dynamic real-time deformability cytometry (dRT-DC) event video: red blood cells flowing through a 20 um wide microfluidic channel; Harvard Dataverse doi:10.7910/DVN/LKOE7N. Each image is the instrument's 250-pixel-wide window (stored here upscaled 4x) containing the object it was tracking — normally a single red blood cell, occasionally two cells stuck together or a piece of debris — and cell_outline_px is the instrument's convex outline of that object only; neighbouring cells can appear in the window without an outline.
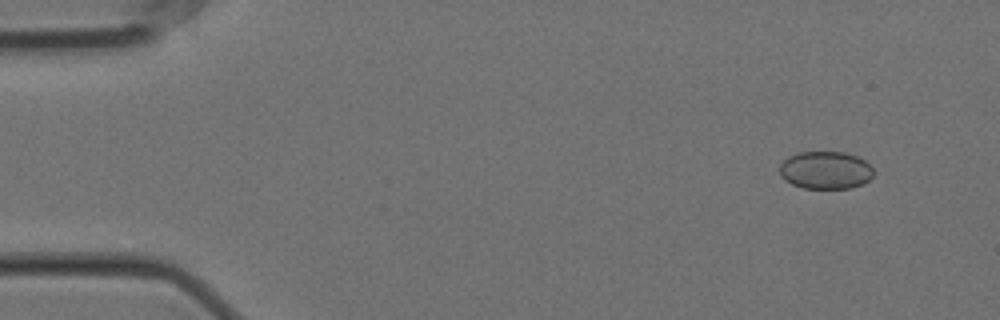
{"species": "Egyptian fruit bat (a non-hibernating species)", "species_latin": "Rousettus aegyptiacus", "temperature_condition": "cold", "stored_images_in_passage": 53, "camera_frame_rate_fps": 3000, "um_per_image_px": 0.085, "animal": {"sex": "female"}, "frame": {"image": 1, "passage_image": 1, "time_ms": 0.0, "image_size_px": [1000, 320], "cell_outline_px": [[872, 176], [864, 184], [852, 188], [804, 188], [792, 184], [784, 180], [780, 176], [780, 164], [788, 156], [800, 152], [844, 152], [856, 156], [864, 160], [872, 168]], "centroid_in_image_um": [70.15, 14.47], "position_along_channel_um": 14.9, "area_um2": 20.63}}
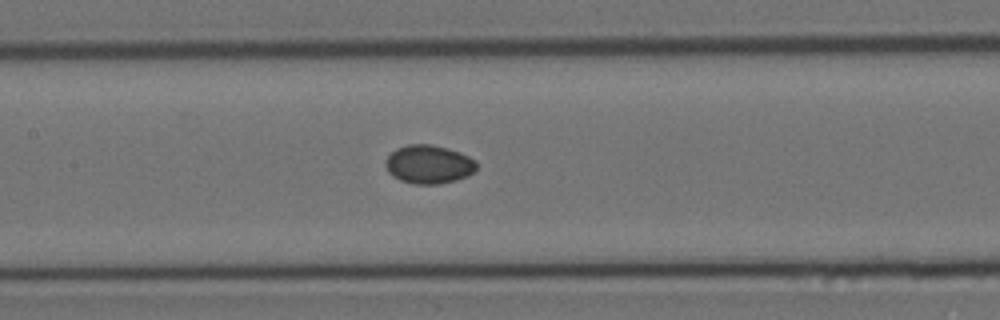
{"frame": {"image": 2, "passage_image": 23, "time_ms": 7.333, "image_size_px": [1000, 320], "cell_outline_px": [[476, 168], [468, 176], [456, 180], [440, 184], [416, 184], [400, 180], [392, 176], [388, 172], [384, 164], [384, 160], [396, 148], [408, 144], [432, 144], [448, 148], [460, 152], [476, 160]], "centroid_in_image_um": [36.43, 13.96], "position_along_channel_um": 171.0, "area_um2": 20.63}}
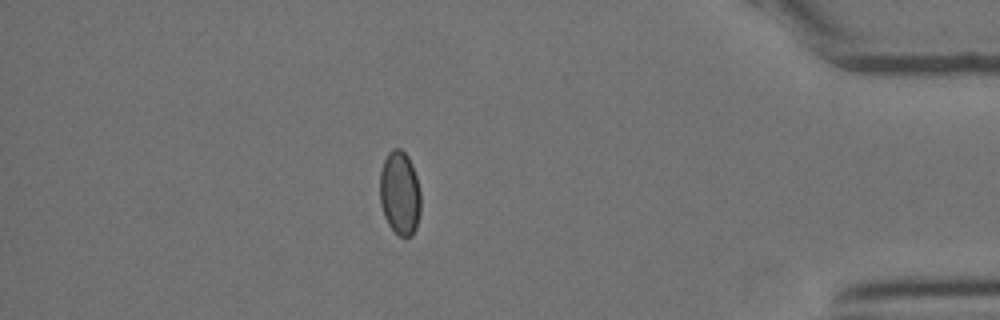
{"frame": {"image": 3, "passage_image": 46, "time_ms": 15.0, "image_size_px": [1000, 320], "cell_outline_px": [[420, 212], [416, 228], [412, 236], [400, 236], [388, 224], [384, 216], [380, 204], [380, 172], [384, 160], [388, 152], [392, 148], [400, 148], [408, 156], [412, 164], [416, 176], [420, 192]], "centroid_in_image_um": [33.98, 16.4], "position_along_channel_um": 401.2, "area_um2": 20.06}}